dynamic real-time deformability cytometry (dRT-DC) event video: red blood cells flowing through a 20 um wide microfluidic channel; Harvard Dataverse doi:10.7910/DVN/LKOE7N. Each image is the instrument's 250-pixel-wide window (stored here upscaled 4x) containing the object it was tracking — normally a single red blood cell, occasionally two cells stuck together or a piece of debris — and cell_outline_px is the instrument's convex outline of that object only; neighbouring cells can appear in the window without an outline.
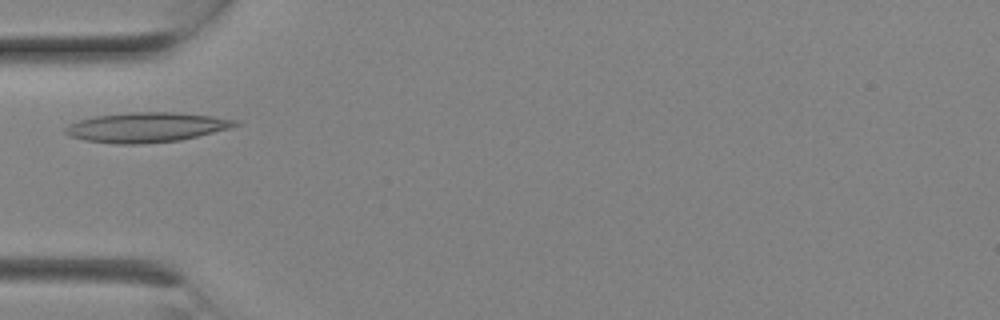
{"species": "Egyptian fruit bat (a non-hibernating species)", "species_latin": "Rousettus aegyptiacus", "temperature_condition": "room temperature", "stored_images_in_passage": 3, "camera_frame_rate_fps": 3000, "um_per_image_px": 0.085, "animal": {"sex": "female"}, "frame": {"image": 1, "passage_image": 1, "time_ms": 0.0, "image_size_px": [1000, 320], "cell_outline_px": [[240, 124], [232, 128], [180, 140], [136, 144], [116, 144], [84, 140], [72, 136], [64, 132], [64, 128], [68, 124], [92, 116], [132, 112], [176, 112], [212, 116], [236, 120]], "centroid_in_image_um": [12.44, 10.81], "position_along_channel_um": 72.6, "area_um2": 29.48}}
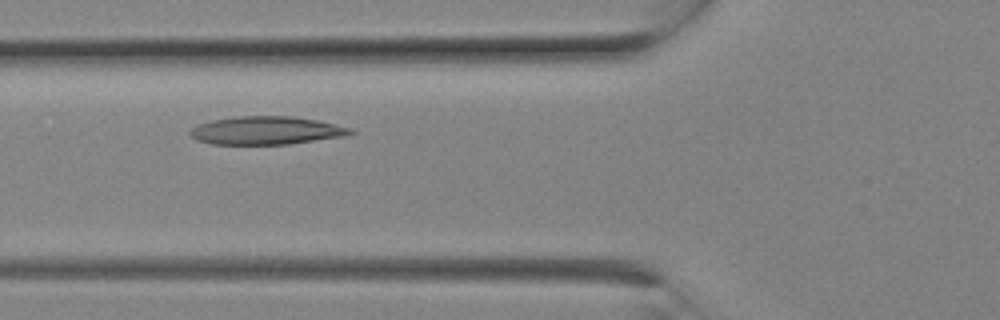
{"frame": {"image": 2, "passage_image": 2, "time_ms": 0.333, "image_size_px": [1000, 320], "cell_outline_px": [[356, 132], [344, 136], [288, 144], [212, 144], [196, 140], [188, 132], [192, 128], [200, 124], [212, 120], [236, 116], [292, 116], [316, 120], [352, 128]], "centroid_in_image_um": [22.63, 11.09], "position_along_channel_um": 103.2, "area_um2": 26.13}}
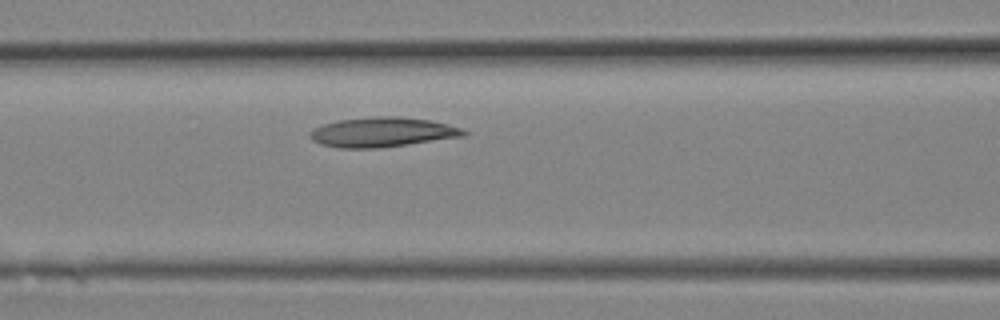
{"frame": {"image": 3, "passage_image": 3, "time_ms": 0.667, "image_size_px": [1000, 320], "cell_outline_px": [[468, 132], [464, 136], [380, 148], [340, 148], [320, 144], [312, 140], [308, 132], [312, 128], [324, 124], [340, 120], [376, 116], [396, 116], [428, 120], [448, 124], [460, 128]], "centroid_in_image_um": [32.46, 11.24], "position_along_channel_um": 134.1, "area_um2": 26.47}}